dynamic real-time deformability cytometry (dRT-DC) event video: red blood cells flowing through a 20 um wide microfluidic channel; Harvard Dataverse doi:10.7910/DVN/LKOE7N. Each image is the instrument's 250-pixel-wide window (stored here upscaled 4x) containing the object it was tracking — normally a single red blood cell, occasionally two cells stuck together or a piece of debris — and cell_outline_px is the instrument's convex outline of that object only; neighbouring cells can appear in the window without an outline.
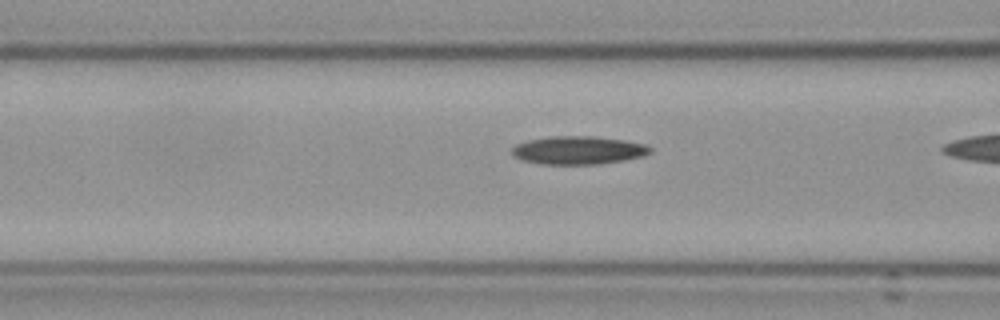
{"species": "Egyptian fruit bat (a non-hibernating species)", "species_latin": "Rousettus aegyptiacus", "temperature_condition": "cold", "stored_images_in_passage": 15, "camera_frame_rate_fps": 3000, "um_per_image_px": 0.085, "frame": {"image": 1, "passage_image": 14, "time_ms": 4.333, "image_size_px": [1000, 320], "cell_outline_px": [[652, 152], [644, 156], [624, 160], [596, 164], [540, 164], [524, 160], [516, 156], [512, 152], [512, 148], [516, 144], [528, 140], [548, 136], [596, 136], [624, 140], [648, 144], [652, 148]], "centroid_in_image_um": [49.21, 12.76], "position_along_channel_um": 117.4, "area_um2": 22.77}}